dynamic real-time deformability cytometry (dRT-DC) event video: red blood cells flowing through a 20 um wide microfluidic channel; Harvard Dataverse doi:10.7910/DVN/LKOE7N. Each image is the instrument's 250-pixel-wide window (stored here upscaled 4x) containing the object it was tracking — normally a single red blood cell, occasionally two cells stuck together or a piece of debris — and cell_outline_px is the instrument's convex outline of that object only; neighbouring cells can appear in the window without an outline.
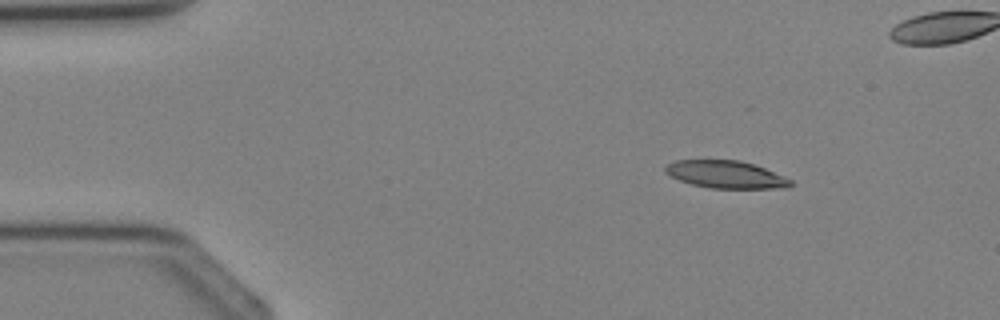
{"species": "Egyptian fruit bat (a non-hibernating species)", "species_latin": "Rousettus aegyptiacus", "temperature_condition": "cold", "stored_images_in_passage": 2, "camera_frame_rate_fps": 3000, "um_per_image_px": 0.085, "animal": {"sex": "female"}, "frame": {"image": 1, "passage_image": 1, "time_ms": 0.0, "image_size_px": [1000, 320], "cell_outline_px": [[792, 184], [788, 188], [708, 188], [692, 184], [680, 180], [664, 172], [664, 168], [668, 164], [676, 160], [740, 160], [764, 168], [784, 176], [792, 180]], "centroid_in_image_um": [61.7, 14.83], "position_along_channel_um": 23.3, "area_um2": 19.94}}